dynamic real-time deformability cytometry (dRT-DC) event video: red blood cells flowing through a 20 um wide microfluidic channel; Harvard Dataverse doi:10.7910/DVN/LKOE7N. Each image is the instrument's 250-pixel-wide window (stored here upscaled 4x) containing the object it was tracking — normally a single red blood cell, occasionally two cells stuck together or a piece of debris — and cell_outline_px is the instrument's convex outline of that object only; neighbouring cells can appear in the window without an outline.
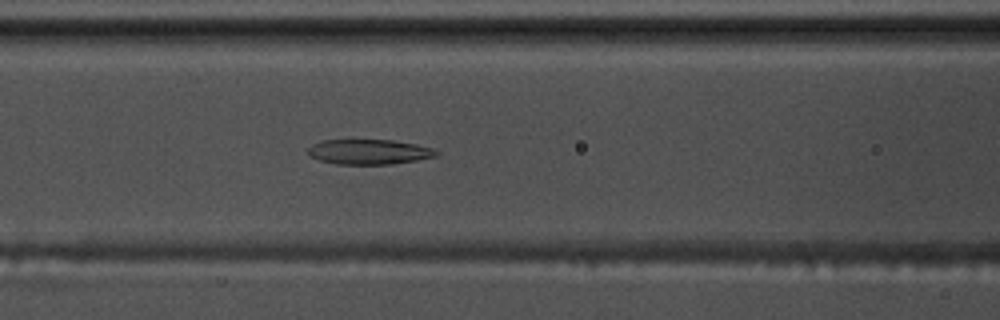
{"species": "common noctule bat (a hibernating species)", "species_latin": "Nyctalus noctula", "temperature_condition": "warm", "stored_images_in_passage": 48, "camera_frame_rate_fps": 3000, "um_per_image_px": 0.085, "animal": {"sex": "male", "body_mass_g": 17.5, "forearm_length_mm": 52.3}, "frame": {"image": 1, "passage_image": 16, "time_ms": 5.0, "image_size_px": [1000, 320], "cell_outline_px": [[440, 152], [436, 156], [416, 160], [392, 164], [336, 164], [320, 160], [308, 156], [308, 148], [312, 144], [320, 140], [392, 140], [416, 144], [432, 148]], "centroid_in_image_um": [31.34, 12.9], "position_along_channel_um": 135.3, "area_um2": 18.73}}
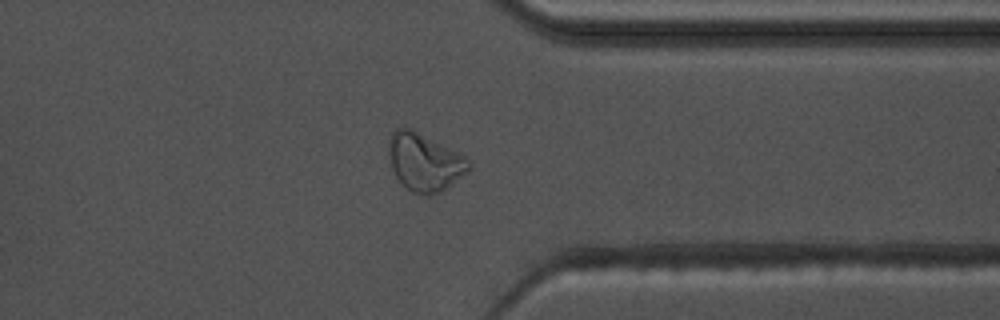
{"frame": {"image": 2, "passage_image": 36, "time_ms": 11.667, "image_size_px": [1000, 320], "cell_outline_px": [[472, 168], [468, 172], [440, 192], [432, 196], [420, 196], [412, 192], [396, 176], [392, 168], [388, 152], [388, 140], [392, 132], [396, 128], [412, 128], [468, 156]], "centroid_in_image_um": [36.12, 13.77], "position_along_channel_um": 375.3, "area_um2": 27.4}}
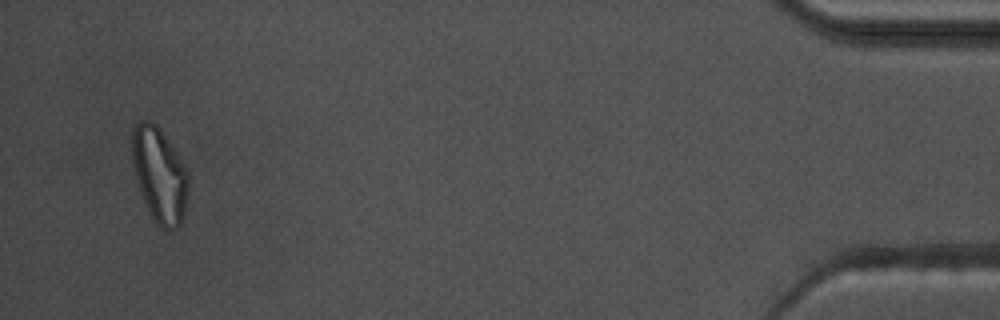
{"frame": {"image": 3, "passage_image": 46, "time_ms": 15.0, "image_size_px": [1000, 320], "cell_outline_px": [[188, 192], [184, 212], [180, 228], [172, 232], [168, 232], [160, 228], [156, 224], [144, 200], [136, 180], [132, 168], [132, 124], [140, 120], [148, 120], [156, 124], [160, 128], [184, 164], [188, 172]], "centroid_in_image_um": [13.55, 14.88], "position_along_channel_um": 421.7, "area_um2": 31.56}, "authors_computed_cell_mechanics": {"area_um2": 21.3571, "velocity_mm_per_s": 3.6585, "shape_relaxation_time_tau1_ms": null, "shape_relaxation_time_tau2_ms": 2.4361, "deformation_change_tau1": null, "deformation_change_tau2": 0.1072}}